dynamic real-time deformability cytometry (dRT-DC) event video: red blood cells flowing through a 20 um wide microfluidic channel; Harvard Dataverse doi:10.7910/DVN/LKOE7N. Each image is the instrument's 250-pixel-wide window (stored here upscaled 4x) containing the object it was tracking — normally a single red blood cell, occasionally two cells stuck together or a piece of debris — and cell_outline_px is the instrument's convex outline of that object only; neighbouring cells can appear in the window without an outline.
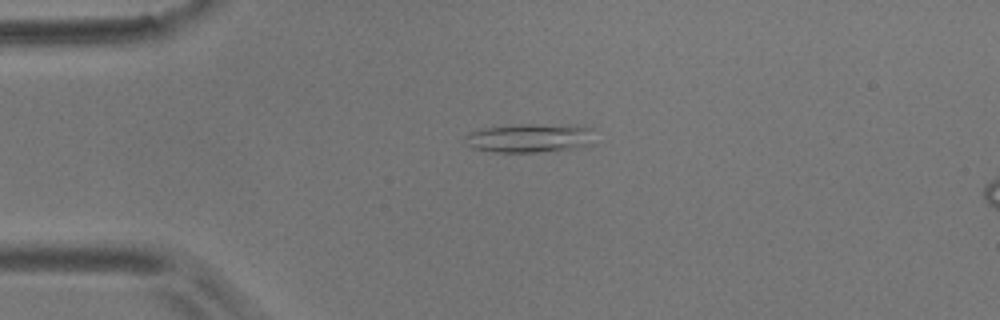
{"species": "common noctule bat (a hibernating species)", "species_latin": "Nyctalus noctula", "temperature_condition": "room temperature", "stored_images_in_passage": 5, "camera_frame_rate_fps": 3000, "um_per_image_px": 0.085, "animal": {"sex": "male", "body_mass_g": 17.9}, "frame": {"image": 1, "passage_image": 5, "time_ms": 1.333, "image_size_px": [1000, 320], "cell_outline_px": [[596, 144], [576, 148], [536, 152], [496, 152], [472, 148], [464, 144], [464, 136], [468, 132], [484, 128], [516, 124], [584, 124], [596, 128]], "centroid_in_image_um": [45.17, 11.71], "position_along_channel_um": 39.8, "area_um2": 22.95}}